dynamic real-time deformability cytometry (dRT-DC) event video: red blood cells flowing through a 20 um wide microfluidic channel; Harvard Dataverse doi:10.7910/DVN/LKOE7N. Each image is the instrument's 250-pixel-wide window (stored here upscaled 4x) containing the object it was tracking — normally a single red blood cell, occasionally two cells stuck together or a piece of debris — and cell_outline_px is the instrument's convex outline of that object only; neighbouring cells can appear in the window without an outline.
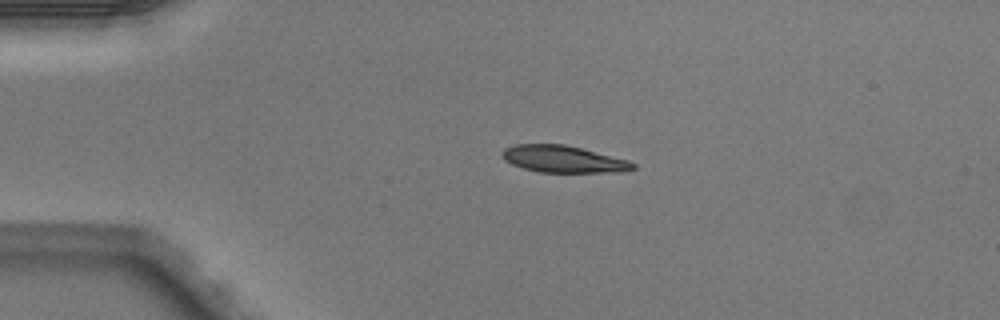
{"species": "Egyptian fruit bat (a non-hibernating species)", "species_latin": "Rousettus aegyptiacus", "temperature_condition": "warm", "stored_images_in_passage": 1, "camera_frame_rate_fps": 3000, "um_per_image_px": 0.085, "animal": {"sex": "male"}, "frame": {"image": 1, "passage_image": 1, "time_ms": 0.0, "image_size_px": [1000, 320], "cell_outline_px": [[636, 168], [624, 172], [540, 172], [524, 168], [512, 164], [504, 160], [500, 152], [504, 148], [516, 144], [564, 144], [628, 160], [636, 164]], "centroid_in_image_um": [47.87, 13.52], "position_along_channel_um": 37.1, "area_um2": 20.46}}